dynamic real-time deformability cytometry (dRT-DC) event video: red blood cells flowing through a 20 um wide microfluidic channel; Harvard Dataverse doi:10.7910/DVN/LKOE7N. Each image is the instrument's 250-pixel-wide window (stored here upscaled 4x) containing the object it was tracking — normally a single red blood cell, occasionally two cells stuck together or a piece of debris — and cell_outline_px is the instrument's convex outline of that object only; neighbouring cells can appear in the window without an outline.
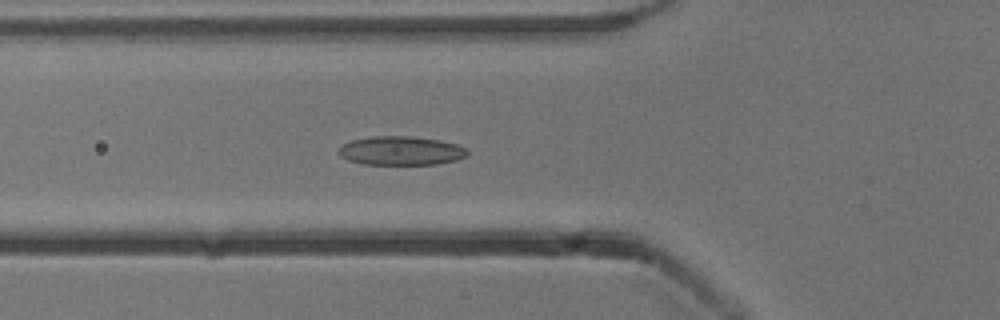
{"species": "common noctule bat (a hibernating species)", "species_latin": "Nyctalus noctula", "temperature_condition": "cold", "stored_images_in_passage": 53, "camera_frame_rate_fps": 3000, "um_per_image_px": 0.085, "animal": {"sex": "male", "body_mass_g": 13.3}, "frame": {"image": 1, "passage_image": 19, "time_ms": 6.0, "image_size_px": [1000, 320], "cell_outline_px": [[468, 156], [456, 160], [436, 164], [364, 164], [348, 160], [340, 156], [340, 148], [344, 144], [352, 140], [372, 136], [408, 136], [436, 140], [456, 144], [468, 148]], "centroid_in_image_um": [34.11, 12.81], "position_along_channel_um": 91.7, "area_um2": 21.44}}
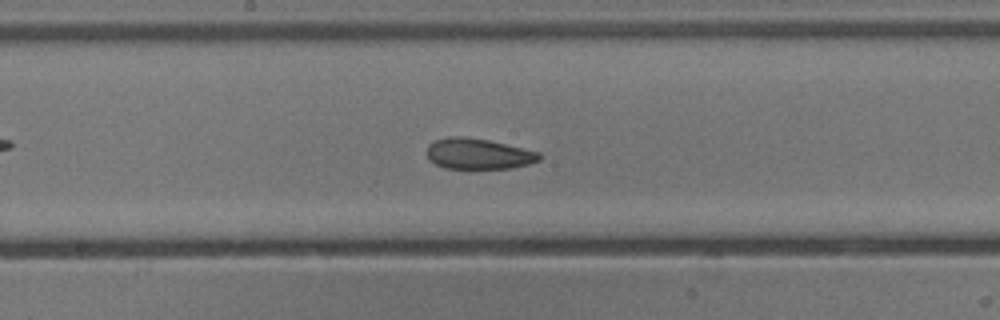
{"frame": {"image": 2, "passage_image": 28, "time_ms": 9.0, "image_size_px": [1000, 320], "cell_outline_px": [[540, 160], [528, 164], [512, 168], [444, 168], [428, 160], [428, 144], [436, 140], [448, 136], [464, 136], [488, 140], [540, 152]], "centroid_in_image_um": [40.64, 13.07], "position_along_channel_um": 207.6, "area_um2": 20.06}}
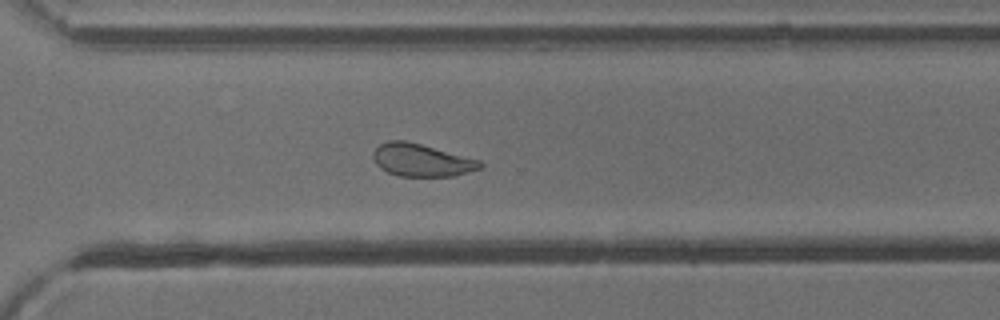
{"frame": {"image": 3, "passage_image": 38, "time_ms": 12.333, "image_size_px": [1000, 320], "cell_outline_px": [[484, 168], [456, 176], [400, 176], [388, 172], [380, 168], [376, 164], [372, 156], [372, 152], [380, 144], [388, 140], [404, 140], [420, 144], [480, 160], [484, 164]], "centroid_in_image_um": [35.85, 13.62], "position_along_channel_um": 334.8, "area_um2": 20.4}, "authors_computed_cell_mechanics": {"area_um2": 22.0218, "velocity_mm_per_s": 3.8374, "shape_relaxation_time_tau1_ms": 4.6858, "shape_relaxation_time_tau2_ms": 2.9907, "deformation_change_tau1": 0.1217, "deformation_change_tau2": 0.0825}}